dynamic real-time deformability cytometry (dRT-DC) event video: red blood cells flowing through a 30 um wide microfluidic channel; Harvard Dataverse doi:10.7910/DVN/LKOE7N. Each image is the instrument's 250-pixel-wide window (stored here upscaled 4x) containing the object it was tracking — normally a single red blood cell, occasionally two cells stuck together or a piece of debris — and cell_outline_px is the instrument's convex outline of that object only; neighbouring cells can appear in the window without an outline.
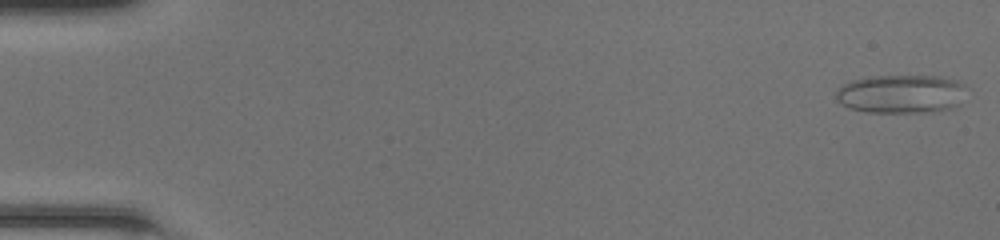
{"species": "common noctule bat (a hibernating species)", "species_latin": "Nyctalus noctula", "temperature_condition": "room temperature", "stored_images_in_passage": 48, "camera_frame_rate_fps": 3000, "um_per_image_px": 0.085, "animal": {"sex": "female", "body_mass_g": 20.0, "forearm_length_mm": 54.0}, "frame": {"image": 1, "passage_image": 1, "time_ms": 0.0, "image_size_px": [1000, 240], "cell_outline_px": [[968, 88], [960, 104], [952, 108], [932, 112], [864, 112], [848, 108], [840, 104], [836, 100], [836, 88], [840, 84], [864, 76], [940, 76], [956, 80], [964, 84]], "centroid_in_image_um": [76.58, 7.98], "position_along_channel_um": 8.4, "area_um2": 30.06}}
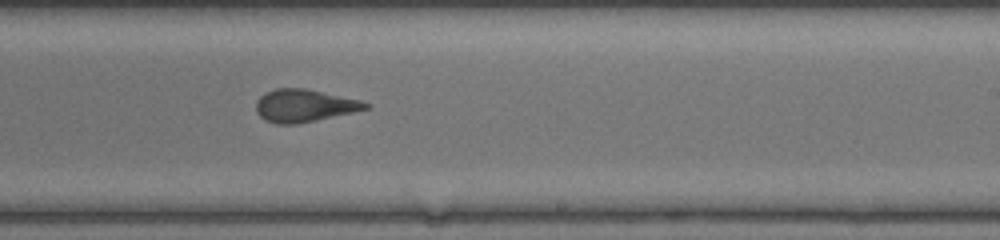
{"frame": {"image": 2, "passage_image": 30, "time_ms": 9.667, "image_size_px": [1000, 240], "cell_outline_px": [[372, 104], [368, 108], [352, 112], [316, 120], [296, 124], [276, 124], [264, 120], [256, 112], [256, 100], [264, 92], [276, 88], [304, 88], [360, 100]], "centroid_in_image_um": [25.81, 8.98], "position_along_channel_um": 263.2, "area_um2": 20.75}}
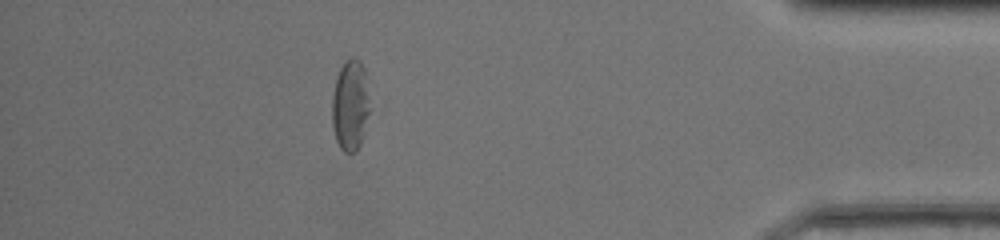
{"frame": {"image": 3, "passage_image": 43, "time_ms": 14.0, "image_size_px": [1000, 240], "cell_outline_px": [[372, 108], [364, 136], [356, 152], [344, 152], [340, 148], [336, 140], [332, 124], [332, 96], [336, 76], [344, 60], [352, 56], [360, 60], [364, 68]], "centroid_in_image_um": [29.81, 8.94], "position_along_channel_um": 405.4, "area_um2": 20.81}, "authors_computed_cell_mechanics": {"area_um2": 21.675, "velocity_mm_per_s": 4.2857, "shape_relaxation_time_tau1_ms": 10.1229, "shape_relaxation_time_tau2_ms": 1.3586, "deformation_change_tau1": 0.2664, "deformation_change_tau2": 0.1016}}